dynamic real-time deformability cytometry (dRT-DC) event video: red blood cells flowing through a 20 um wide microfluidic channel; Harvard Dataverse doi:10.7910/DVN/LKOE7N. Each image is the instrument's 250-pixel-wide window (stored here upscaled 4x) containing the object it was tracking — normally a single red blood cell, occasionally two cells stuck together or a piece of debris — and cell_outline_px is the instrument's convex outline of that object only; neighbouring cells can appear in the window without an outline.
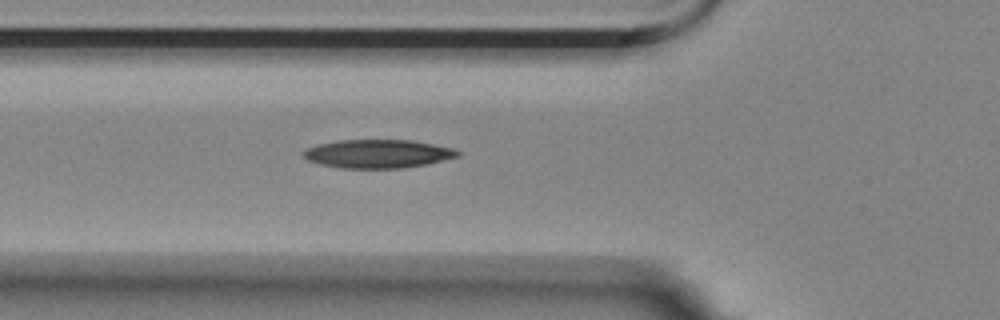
{"species": "Egyptian fruit bat (a non-hibernating species)", "species_latin": "Rousettus aegyptiacus", "temperature_condition": "room temperature", "stored_images_in_passage": 2, "camera_frame_rate_fps": 3000, "um_per_image_px": 0.085, "animal": {"sex": "female"}, "frame": {"image": 1, "passage_image": 2, "time_ms": 0.333, "image_size_px": [1000, 320], "cell_outline_px": [[460, 156], [428, 164], [400, 168], [340, 168], [320, 164], [308, 160], [304, 156], [304, 152], [308, 148], [316, 144], [340, 140], [412, 140], [452, 148], [460, 152]], "centroid_in_image_um": [32.13, 13.07], "position_along_channel_um": 93.7, "area_um2": 25.49}}